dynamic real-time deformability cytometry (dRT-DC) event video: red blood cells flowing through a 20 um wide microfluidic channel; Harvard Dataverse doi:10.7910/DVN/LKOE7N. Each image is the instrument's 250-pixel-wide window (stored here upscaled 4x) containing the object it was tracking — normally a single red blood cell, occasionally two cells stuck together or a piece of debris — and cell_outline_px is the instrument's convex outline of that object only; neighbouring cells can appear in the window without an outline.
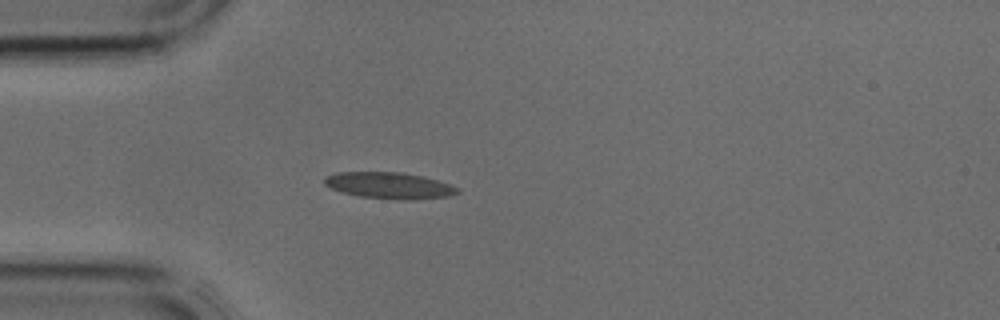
{"species": "common noctule bat (a hibernating species)", "species_latin": "Nyctalus noctula", "temperature_condition": "cold", "stored_images_in_passage": 2, "camera_frame_rate_fps": 3000, "um_per_image_px": 0.085, "animal": {"sex": "male", "body_mass_g": 17.9, "forearm_length_mm": 54.2}, "frame": {"image": 1, "passage_image": 2, "time_ms": 0.333, "image_size_px": [1000, 320], "cell_outline_px": [[460, 192], [448, 196], [408, 200], [404, 200], [360, 196], [344, 192], [332, 188], [324, 184], [324, 176], [336, 172], [400, 172], [420, 176], [436, 180], [460, 188]], "centroid_in_image_um": [33.07, 15.76], "position_along_channel_um": 51.9, "area_um2": 20.17}}